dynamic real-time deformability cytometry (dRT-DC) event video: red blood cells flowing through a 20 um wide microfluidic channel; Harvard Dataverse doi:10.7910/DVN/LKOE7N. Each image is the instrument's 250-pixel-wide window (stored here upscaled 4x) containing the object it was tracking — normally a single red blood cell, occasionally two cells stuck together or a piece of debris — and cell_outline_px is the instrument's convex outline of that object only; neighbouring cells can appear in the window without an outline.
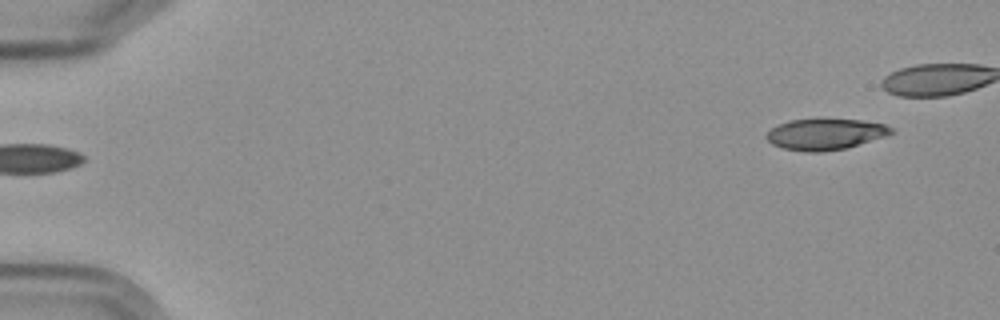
{"species": "Egyptian fruit bat (a non-hibernating species)", "species_latin": "Rousettus aegyptiacus", "temperature_condition": "cold", "stored_images_in_passage": 5, "segment_of_instrument_passage": [2, 2], "camera_frame_rate_fps": 3000, "um_per_image_px": 0.085, "frame": {"image": 1, "passage_image": 5, "time_ms": 5.667, "image_size_px": [1000, 320], "cell_outline_px": [[896, 132], [848, 148], [820, 152], [808, 152], [784, 148], [772, 144], [764, 136], [772, 128], [788, 120], [860, 120], [884, 124], [892, 128]], "centroid_in_image_um": [70.15, 11.42], "position_along_channel_um": 14.8, "area_um2": 22.25}}